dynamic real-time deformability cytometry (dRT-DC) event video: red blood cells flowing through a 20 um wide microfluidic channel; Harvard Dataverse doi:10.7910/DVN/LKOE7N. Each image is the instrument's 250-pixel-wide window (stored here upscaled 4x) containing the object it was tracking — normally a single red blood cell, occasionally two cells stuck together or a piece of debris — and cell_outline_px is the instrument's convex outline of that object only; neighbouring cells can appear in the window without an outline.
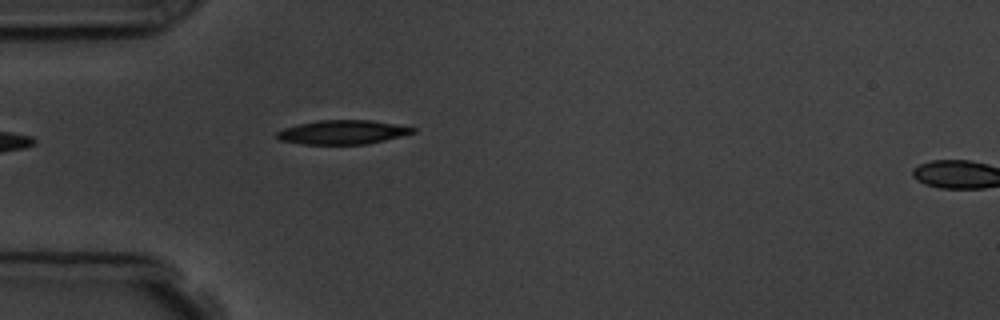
{"species": "common noctule bat (a hibernating species)", "species_latin": "Nyctalus noctula", "temperature_condition": "room temperature", "stored_images_in_passage": 5, "segment_of_instrument_passage": [1, 2], "camera_frame_rate_fps": 3000, "um_per_image_px": 0.085, "animal": {"sex": "male", "body_mass_g": 19.5, "forearm_length_mm": 54.6}, "frame": {"image": 1, "passage_image": 4, "time_ms": 4.333, "image_size_px": [1000, 320], "cell_outline_px": [[416, 132], [368, 144], [304, 144], [280, 140], [276, 136], [276, 132], [284, 128], [300, 124], [320, 120], [372, 120], [416, 128]], "centroid_in_image_um": [29.13, 11.23], "position_along_channel_um": 55.9, "area_um2": 18.84}}